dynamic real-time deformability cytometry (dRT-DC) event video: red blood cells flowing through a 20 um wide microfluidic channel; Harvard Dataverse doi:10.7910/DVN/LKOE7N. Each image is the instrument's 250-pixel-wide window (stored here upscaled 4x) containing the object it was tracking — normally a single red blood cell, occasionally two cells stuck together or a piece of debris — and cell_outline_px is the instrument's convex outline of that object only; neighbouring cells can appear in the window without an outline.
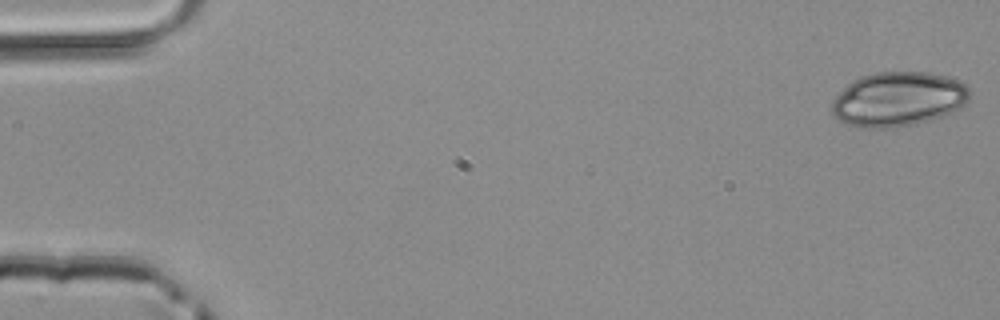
{"species": "common noctule bat (a hibernating species)", "species_latin": "Nyctalus noctula", "temperature_condition": "room temperature", "stored_images_in_passage": 49, "camera_frame_rate_fps": 3000, "um_per_image_px": 0.085, "animal": {"sex": "male", "body_mass_g": 20.4}, "frame": {"image": 1, "passage_image": 1, "time_ms": 0.0, "image_size_px": [1000, 320], "cell_outline_px": [[972, 96], [960, 108], [940, 116], [916, 124], [888, 128], [860, 128], [848, 124], [840, 120], [832, 112], [832, 100], [852, 80], [860, 76], [872, 72], [928, 72], [944, 76], [956, 80], [964, 84], [968, 88]], "centroid_in_image_um": [76.33, 8.42], "position_along_channel_um": 8.7, "area_um2": 43.64}}
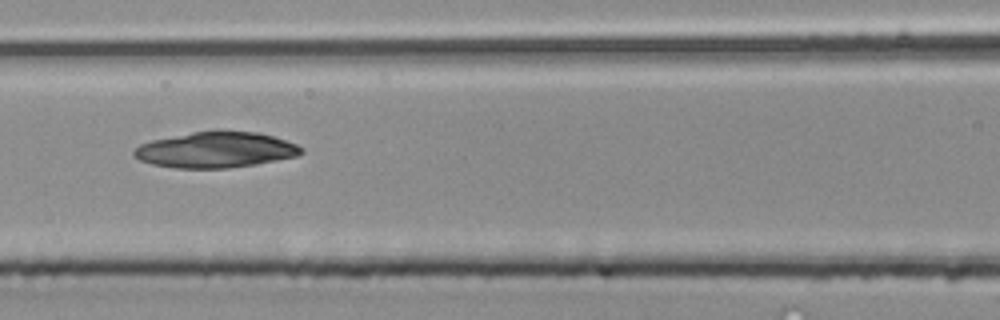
{"frame": {"image": 2, "passage_image": 22, "time_ms": 7.0, "image_size_px": [1000, 320], "cell_outline_px": [[304, 152], [296, 156], [256, 164], [228, 168], [176, 168], [152, 164], [140, 160], [132, 156], [132, 152], [140, 144], [152, 140], [192, 132], [216, 128], [220, 128], [256, 132], [272, 136], [296, 144], [304, 148]], "centroid_in_image_um": [18.33, 12.71], "position_along_channel_um": 148.3, "area_um2": 35.37}}
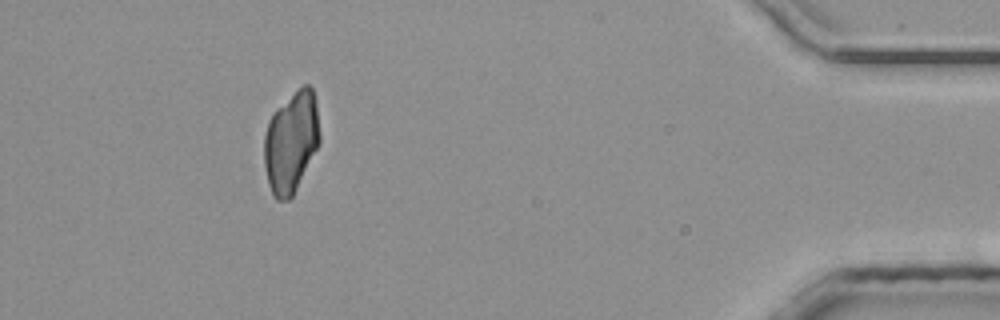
{"frame": {"image": 3, "passage_image": 45, "time_ms": 14.667, "image_size_px": [1000, 320], "cell_outline_px": [[320, 140], [292, 196], [288, 200], [276, 200], [272, 196], [268, 184], [264, 168], [264, 136], [268, 120], [272, 112], [276, 108], [304, 84], [308, 84], [312, 88], [316, 104], [320, 136]], "centroid_in_image_um": [24.7, 12.08], "position_along_channel_um": 410.5, "area_um2": 32.54}}